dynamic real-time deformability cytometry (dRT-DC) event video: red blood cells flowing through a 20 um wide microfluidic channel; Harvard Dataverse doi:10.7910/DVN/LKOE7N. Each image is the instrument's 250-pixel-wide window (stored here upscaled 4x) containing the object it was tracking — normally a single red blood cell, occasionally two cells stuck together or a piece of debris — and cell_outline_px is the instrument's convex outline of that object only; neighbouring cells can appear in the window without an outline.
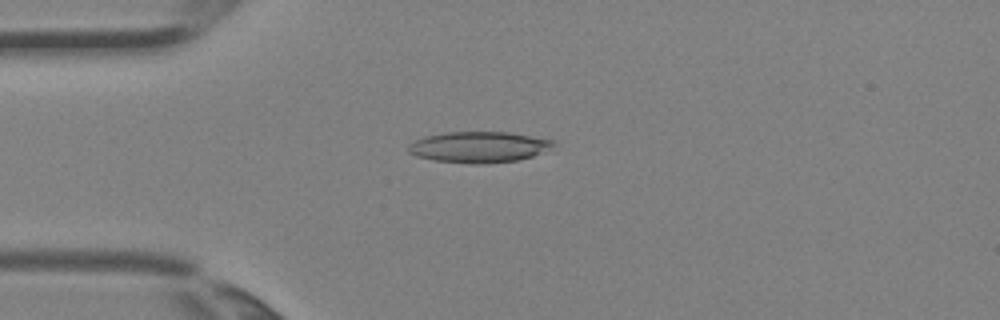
{"species": "Egyptian fruit bat (a non-hibernating species)", "species_latin": "Rousettus aegyptiacus", "temperature_condition": "room temperature", "stored_images_in_passage": 2, "camera_frame_rate_fps": 3000, "um_per_image_px": 0.085, "animal": {"sex": "female"}, "frame": {"image": 1, "passage_image": 2, "time_ms": 0.333, "image_size_px": [1000, 320], "cell_outline_px": [[556, 144], [532, 156], [520, 160], [480, 164], [472, 164], [432, 160], [416, 156], [408, 152], [408, 144], [424, 136], [448, 132], [512, 132], [556, 140]], "centroid_in_image_um": [40.69, 12.49], "position_along_channel_um": 44.3, "area_um2": 26.3}}